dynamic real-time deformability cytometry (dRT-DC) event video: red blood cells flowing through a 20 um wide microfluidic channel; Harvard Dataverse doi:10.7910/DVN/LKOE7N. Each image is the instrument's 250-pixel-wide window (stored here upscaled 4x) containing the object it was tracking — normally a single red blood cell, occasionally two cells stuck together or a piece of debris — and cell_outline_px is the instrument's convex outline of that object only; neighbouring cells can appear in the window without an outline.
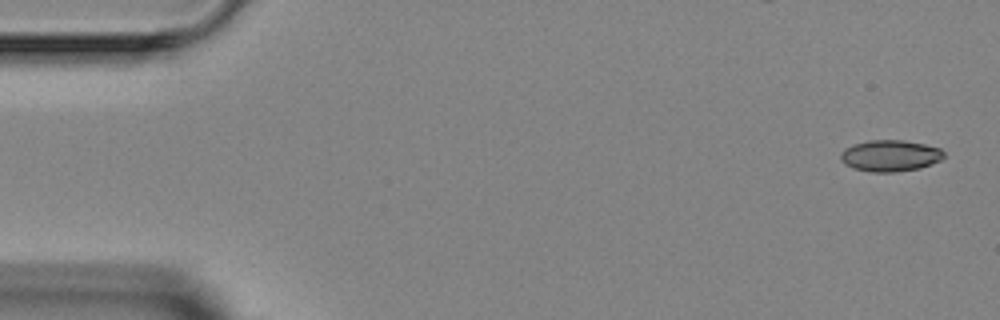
{"species": "Egyptian fruit bat (a non-hibernating species)", "species_latin": "Rousettus aegyptiacus", "temperature_condition": "room temperature", "stored_images_in_passage": 2, "camera_frame_rate_fps": 3000, "um_per_image_px": 0.085, "animal": {"sex": "female"}, "frame": {"image": 1, "passage_image": 2, "time_ms": 1.333, "image_size_px": [1000, 320], "cell_outline_px": [[944, 156], [940, 160], [920, 168], [896, 172], [872, 172], [852, 168], [844, 164], [840, 160], [840, 152], [844, 148], [852, 144], [868, 140], [904, 140], [924, 144], [940, 148], [944, 152]], "centroid_in_image_um": [75.62, 13.23], "position_along_channel_um": 9.4, "area_um2": 19.07}}